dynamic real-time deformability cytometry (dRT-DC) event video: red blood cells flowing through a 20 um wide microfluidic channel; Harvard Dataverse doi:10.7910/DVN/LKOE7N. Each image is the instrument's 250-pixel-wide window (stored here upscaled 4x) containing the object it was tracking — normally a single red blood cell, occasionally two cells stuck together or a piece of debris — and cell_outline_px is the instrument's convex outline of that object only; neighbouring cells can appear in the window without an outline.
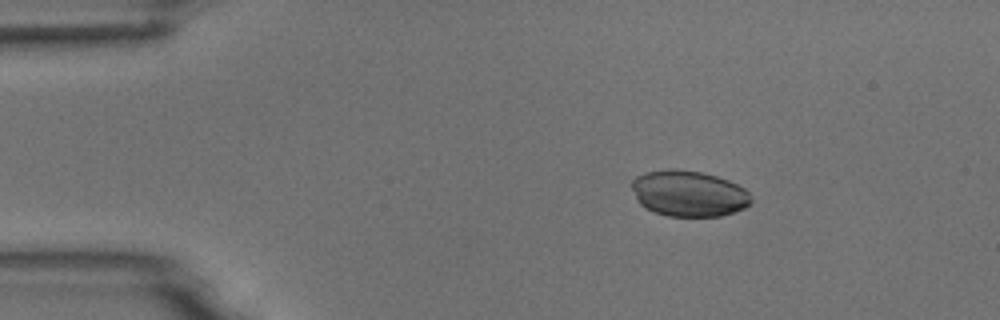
{"species": "common noctule bat (a hibernating species)", "species_latin": "Nyctalus noctula", "temperature_condition": "room temperature", "stored_images_in_passage": 5, "camera_frame_rate_fps": 3000, "um_per_image_px": 0.085, "animal": {"sex": "male", "body_mass_g": 18.8}, "frame": {"image": 1, "passage_image": 3, "time_ms": 0.667, "image_size_px": [1000, 320], "cell_outline_px": [[752, 204], [744, 208], [720, 216], [668, 216], [644, 208], [636, 200], [632, 188], [632, 180], [636, 176], [644, 172], [672, 168], [676, 168], [700, 172], [716, 176], [728, 180], [744, 188], [752, 196]], "centroid_in_image_um": [58.53, 16.44], "position_along_channel_um": 26.5, "area_um2": 32.14}}